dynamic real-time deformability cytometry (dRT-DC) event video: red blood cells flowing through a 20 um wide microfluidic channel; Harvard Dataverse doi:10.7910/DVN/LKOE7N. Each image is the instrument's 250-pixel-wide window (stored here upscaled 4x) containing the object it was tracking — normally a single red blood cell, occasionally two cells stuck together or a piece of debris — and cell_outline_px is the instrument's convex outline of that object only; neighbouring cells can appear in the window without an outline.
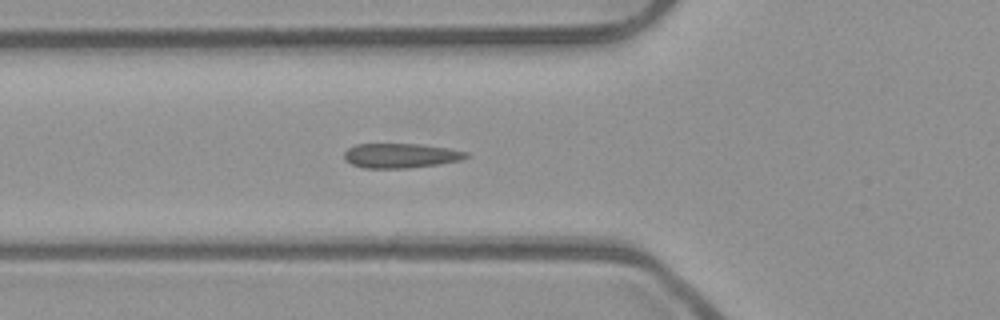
{"species": "common noctule bat (a hibernating species)", "species_latin": "Nyctalus noctula", "temperature_condition": "room temperature", "stored_images_in_passage": 36, "camera_frame_rate_fps": 3000, "um_per_image_px": 0.085, "animal": {"sex": "male", "body_mass_g": 23.1, "forearm_length_mm": 52.7}, "frame": {"image": 1, "passage_image": 2, "time_ms": 0.333, "image_size_px": [1000, 320], "cell_outline_px": [[468, 156], [460, 160], [440, 164], [408, 168], [364, 168], [352, 164], [344, 160], [344, 152], [348, 148], [356, 144], [420, 144], [448, 148], [468, 152]], "centroid_in_image_um": [34.04, 13.23], "position_along_channel_um": 91.8, "area_um2": 17.51}}
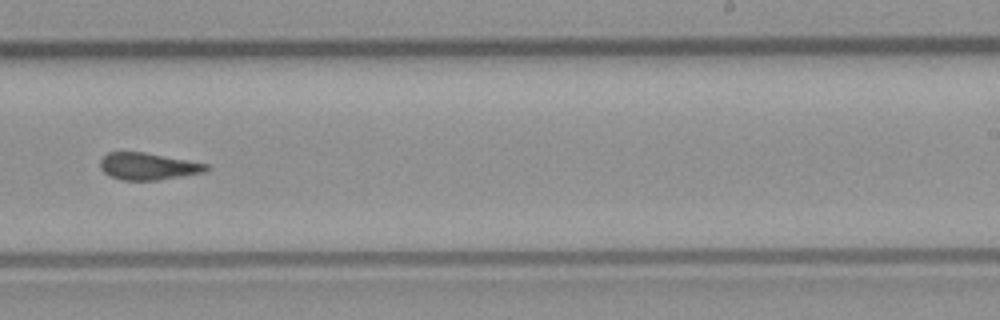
{"frame": {"image": 2, "passage_image": 16, "time_ms": 5.0, "image_size_px": [1000, 320], "cell_outline_px": [[212, 168], [204, 172], [156, 180], [120, 180], [108, 176], [100, 168], [100, 160], [108, 152], [144, 152], [188, 160], [208, 164]], "centroid_in_image_um": [12.57, 14.14], "position_along_channel_um": 276.4, "area_um2": 16.7}}
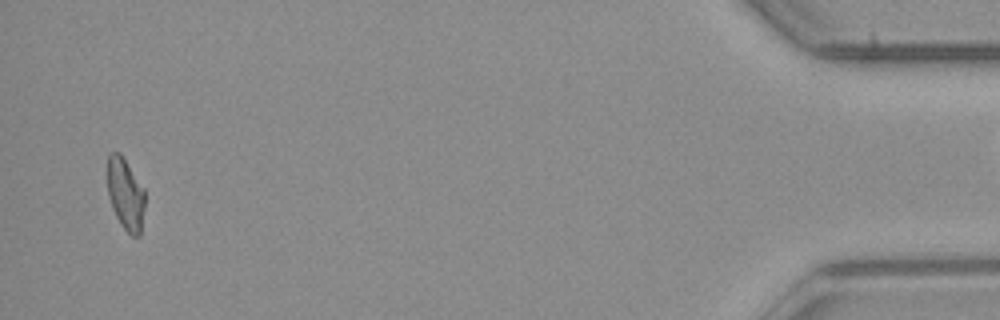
{"frame": {"image": 3, "passage_image": 34, "time_ms": 11.0, "image_size_px": [1000, 320], "cell_outline_px": [[144, 208], [140, 236], [132, 236], [120, 224], [112, 208], [108, 196], [108, 156], [112, 152], [120, 152], [144, 188]], "centroid_in_image_um": [10.67, 16.5], "position_along_channel_um": 424.5, "area_um2": 15.61}}